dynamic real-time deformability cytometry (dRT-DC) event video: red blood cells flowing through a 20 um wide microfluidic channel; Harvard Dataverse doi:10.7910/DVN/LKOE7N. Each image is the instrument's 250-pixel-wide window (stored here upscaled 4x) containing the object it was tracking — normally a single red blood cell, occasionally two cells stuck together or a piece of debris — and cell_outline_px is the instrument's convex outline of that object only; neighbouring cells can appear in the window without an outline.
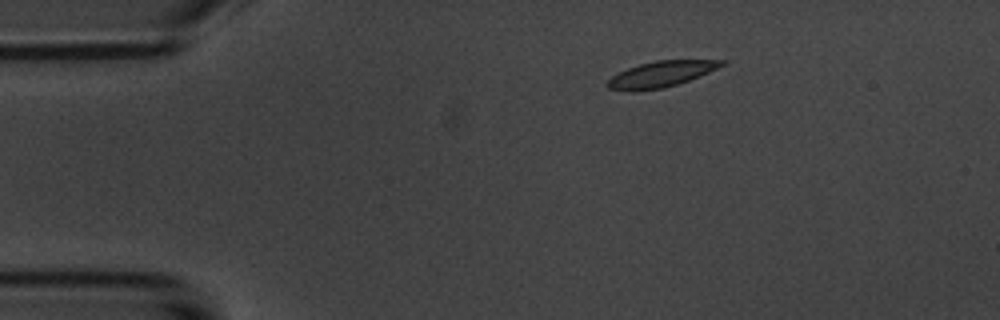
{"species": "common noctule bat (a hibernating species)", "species_latin": "Nyctalus noctula", "temperature_condition": "room temperature", "stored_images_in_passage": 5, "camera_frame_rate_fps": 3000, "um_per_image_px": 0.085, "animal": {"sex": "male", "body_mass_g": 20.1, "forearm_length_mm": 53.5}, "frame": {"image": 1, "passage_image": 1, "time_ms": 0.0, "image_size_px": [1000, 320], "cell_outline_px": [[728, 64], [688, 80], [676, 84], [660, 88], [608, 88], [604, 84], [612, 76], [628, 68], [640, 64], [656, 60], [728, 60]], "centroid_in_image_um": [56.29, 6.24], "position_along_channel_um": 28.7, "area_um2": 16.36}}
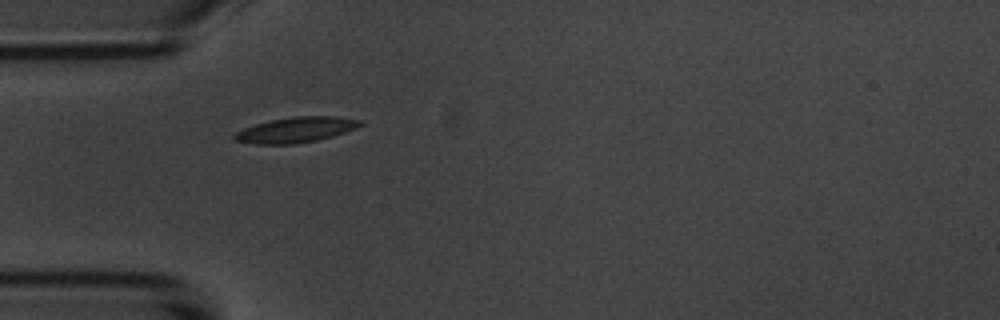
{"frame": {"image": 2, "passage_image": 3, "time_ms": 2.333, "image_size_px": [1000, 320], "cell_outline_px": [[364, 124], [356, 128], [332, 136], [316, 140], [296, 144], [256, 144], [232, 140], [232, 136], [236, 132], [244, 128], [256, 124], [272, 120], [296, 116], [336, 116], [360, 120]], "centroid_in_image_um": [25.14, 11.04], "position_along_channel_um": 59.9, "area_um2": 18.5}}
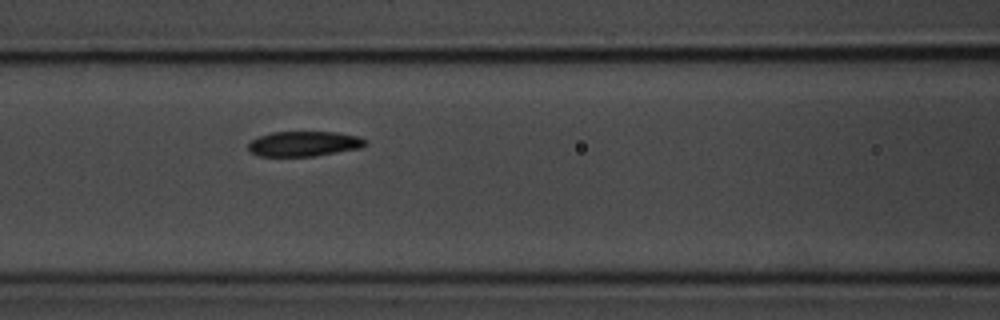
{"frame": {"image": 3, "passage_image": 5, "time_ms": 4.667, "image_size_px": [1000, 320], "cell_outline_px": [[368, 144], [360, 148], [312, 156], [256, 156], [248, 148], [248, 144], [252, 140], [260, 136], [272, 132], [336, 132], [360, 136], [368, 140]], "centroid_in_image_um": [25.87, 12.21], "position_along_channel_um": 140.7, "area_um2": 17.11}}